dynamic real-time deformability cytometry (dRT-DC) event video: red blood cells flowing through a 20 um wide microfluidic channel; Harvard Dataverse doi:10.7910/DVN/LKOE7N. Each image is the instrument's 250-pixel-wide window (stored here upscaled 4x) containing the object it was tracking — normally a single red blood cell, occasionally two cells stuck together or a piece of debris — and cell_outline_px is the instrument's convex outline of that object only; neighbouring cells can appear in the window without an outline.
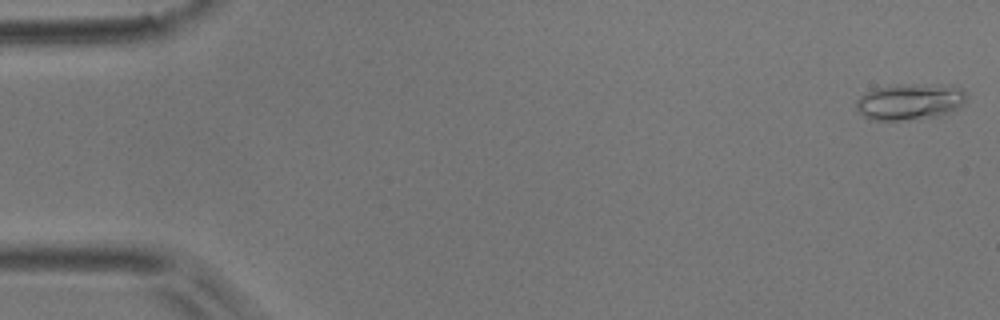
{"species": "common noctule bat (a hibernating species)", "species_latin": "Nyctalus noctula", "temperature_condition": "room temperature", "stored_images_in_passage": 53, "camera_frame_rate_fps": 3000, "um_per_image_px": 0.085, "animal": {"sex": "male", "body_mass_g": 17.9}, "frame": {"image": 1, "passage_image": 1, "time_ms": 0.0, "image_size_px": [1000, 320], "cell_outline_px": [[964, 100], [956, 108], [948, 112], [936, 116], [904, 120], [868, 120], [856, 112], [856, 100], [864, 92], [876, 88], [900, 84], [956, 84], [964, 88]], "centroid_in_image_um": [77.28, 8.62], "position_along_channel_um": 7.7, "area_um2": 23.58}}
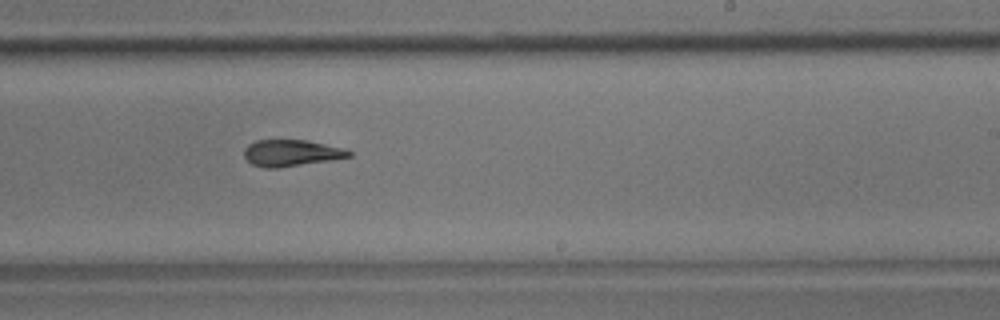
{"frame": {"image": 2, "passage_image": 32, "time_ms": 10.333, "image_size_px": [1000, 320], "cell_outline_px": [[352, 156], [332, 160], [276, 168], [264, 168], [252, 164], [244, 156], [244, 148], [248, 144], [256, 140], [304, 140], [344, 148], [352, 152]], "centroid_in_image_um": [24.75, 13.0], "position_along_channel_um": 264.3, "area_um2": 16.13}}
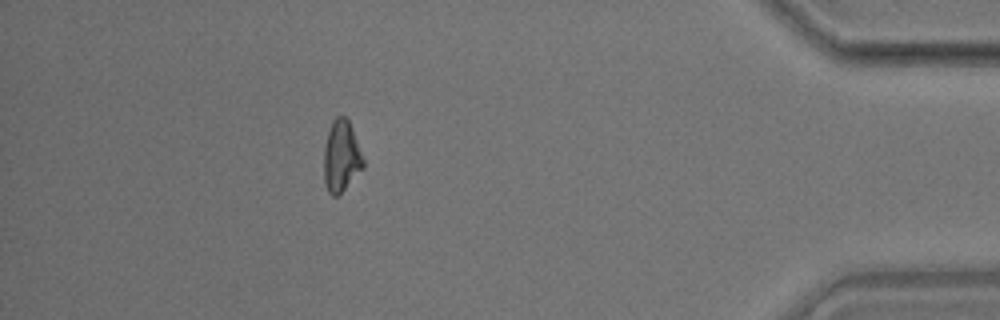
{"frame": {"image": 3, "passage_image": 47, "time_ms": 15.333, "image_size_px": [1000, 320], "cell_outline_px": [[364, 168], [336, 196], [332, 196], [328, 192], [324, 184], [324, 144], [332, 120], [336, 116], [344, 116], [348, 120], [364, 160]], "centroid_in_image_um": [28.99, 13.29], "position_along_channel_um": 406.2, "area_um2": 16.18}, "authors_computed_cell_mechanics": {"area_um2": 16.8198, "velocity_mm_per_s": 3.8056, "shape_relaxation_time_tau1_ms": 7.0353, "shape_relaxation_time_tau2_ms": 4.2357, "deformation_change_tau1": 0.1708, "deformation_change_tau2": 0.1131}}